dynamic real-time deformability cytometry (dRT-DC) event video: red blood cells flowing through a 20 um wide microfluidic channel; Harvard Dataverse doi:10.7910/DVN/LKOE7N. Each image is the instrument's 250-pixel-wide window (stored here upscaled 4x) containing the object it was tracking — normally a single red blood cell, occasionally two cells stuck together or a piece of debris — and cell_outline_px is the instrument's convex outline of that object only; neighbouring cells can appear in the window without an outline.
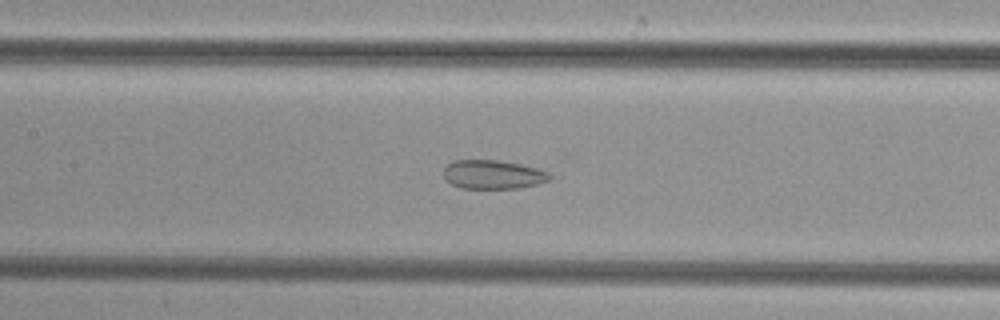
{"species": "common noctule bat (a hibernating species)", "species_latin": "Nyctalus noctula", "temperature_condition": "cold", "stored_images_in_passage": 43, "camera_frame_rate_fps": 3000, "um_per_image_px": 0.085, "animal": {"sex": "female", "body_mass_g": 29.2, "forearm_length_mm": 56.3}, "frame": {"image": 1, "passage_image": 18, "time_ms": 5.667, "image_size_px": [1000, 320], "cell_outline_px": [[552, 180], [520, 188], [460, 188], [444, 180], [444, 168], [448, 164], [456, 160], [500, 160], [520, 164], [536, 168], [548, 172], [552, 176]], "centroid_in_image_um": [41.91, 14.83], "position_along_channel_um": 165.5, "area_um2": 17.92}}
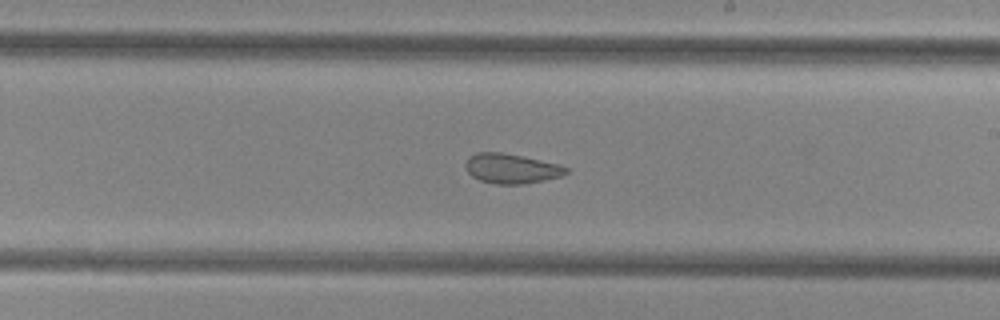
{"frame": {"image": 2, "passage_image": 24, "time_ms": 7.667, "image_size_px": [1000, 320], "cell_outline_px": [[568, 172], [564, 176], [524, 184], [496, 184], [480, 180], [472, 176], [468, 172], [464, 164], [468, 156], [476, 152], [500, 152], [560, 164], [568, 168]], "centroid_in_image_um": [43.46, 14.33], "position_along_channel_um": 245.5, "area_um2": 17.51}}
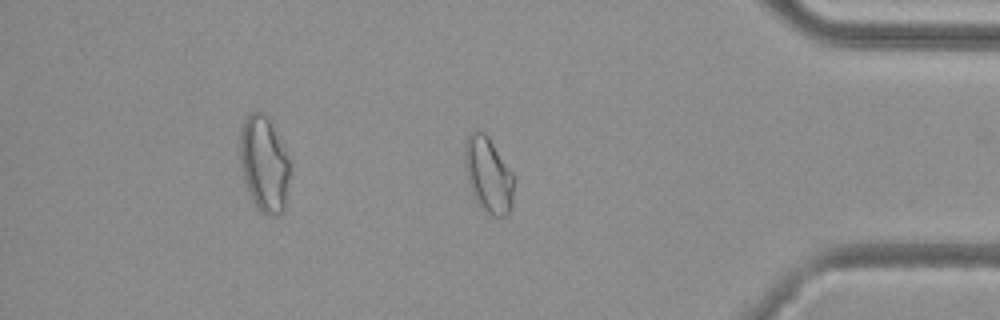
{"frame": {"image": 3, "passage_image": 37, "time_ms": 12.0, "image_size_px": [1000, 320], "cell_outline_px": [[516, 180], [512, 204], [508, 216], [492, 216], [476, 204], [464, 168], [464, 144], [468, 136], [476, 128], [484, 132], [488, 136], [516, 176]], "centroid_in_image_um": [41.53, 14.86], "position_along_channel_um": 393.7, "area_um2": 22.37}}